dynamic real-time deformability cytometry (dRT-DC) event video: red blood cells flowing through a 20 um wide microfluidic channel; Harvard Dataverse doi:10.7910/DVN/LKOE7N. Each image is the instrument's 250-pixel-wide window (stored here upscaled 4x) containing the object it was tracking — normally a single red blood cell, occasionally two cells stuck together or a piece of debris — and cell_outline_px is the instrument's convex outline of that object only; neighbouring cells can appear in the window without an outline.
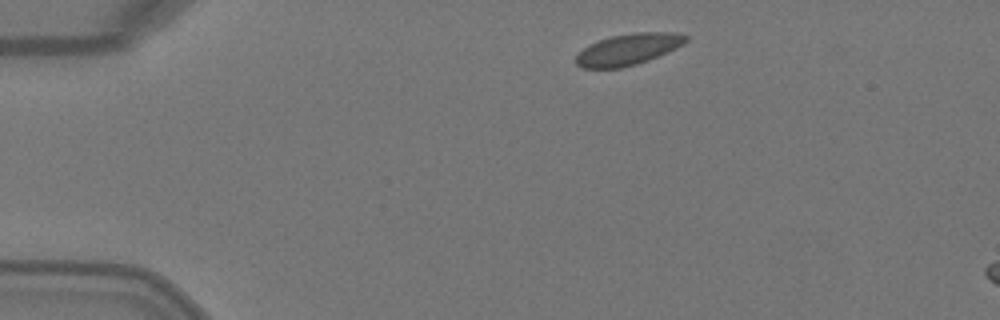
{"species": "Egyptian fruit bat (a non-hibernating species)", "species_latin": "Rousettus aegyptiacus", "temperature_condition": "warm", "stored_images_in_passage": 3, "camera_frame_rate_fps": 3000, "um_per_image_px": 0.085, "animal": {"sex": "female"}, "frame": {"image": 1, "passage_image": 1, "time_ms": 0.0, "image_size_px": [1000, 320], "cell_outline_px": [[688, 40], [684, 44], [676, 48], [648, 60], [636, 64], [620, 68], [584, 68], [576, 64], [576, 56], [588, 44], [612, 36], [636, 32], [676, 32], [688, 36]], "centroid_in_image_um": [53.42, 4.19], "position_along_channel_um": 31.6, "area_um2": 19.94}}